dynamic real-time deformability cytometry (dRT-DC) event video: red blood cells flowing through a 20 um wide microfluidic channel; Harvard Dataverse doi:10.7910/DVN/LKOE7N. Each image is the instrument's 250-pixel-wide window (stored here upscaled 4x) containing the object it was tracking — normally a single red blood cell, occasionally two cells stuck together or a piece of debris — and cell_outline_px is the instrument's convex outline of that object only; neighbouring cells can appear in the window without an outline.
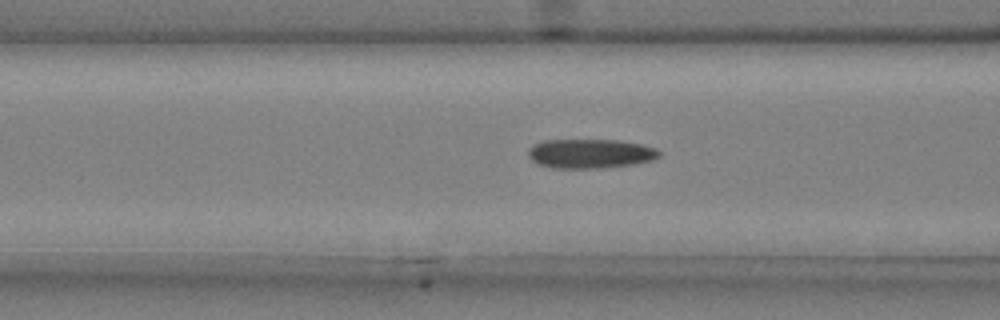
{"species": "common noctule bat (a hibernating species)", "species_latin": "Nyctalus noctula", "temperature_condition": "cold", "stored_images_in_passage": 50, "camera_frame_rate_fps": 3000, "um_per_image_px": 0.085, "animal": {"sex": "male", "body_mass_g": 20.4}, "frame": {"image": 1, "passage_image": 20, "time_ms": 6.333, "image_size_px": [1000, 320], "cell_outline_px": [[660, 156], [652, 160], [632, 164], [600, 168], [552, 168], [540, 164], [532, 160], [528, 156], [528, 148], [532, 144], [544, 140], [616, 140], [640, 144], [656, 148], [660, 152]], "centroid_in_image_um": [50.14, 13.05], "position_along_channel_um": 116.5, "area_um2": 22.31}}
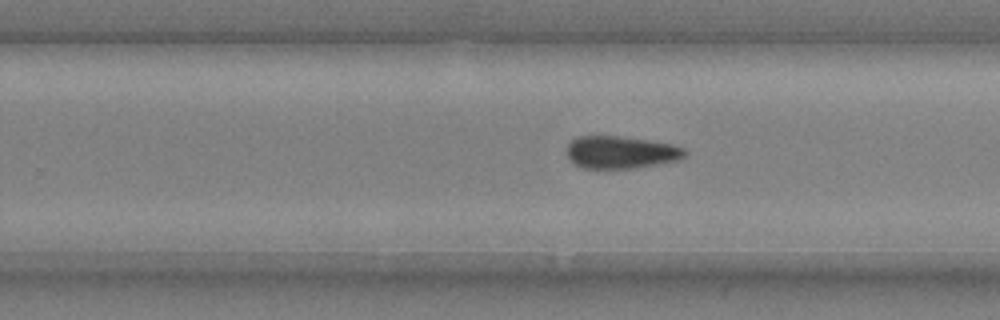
{"frame": {"image": 2, "passage_image": 33, "time_ms": 10.667, "image_size_px": [1000, 320], "cell_outline_px": [[688, 152], [680, 160], [636, 168], [580, 168], [568, 156], [568, 144], [576, 136], [616, 136], [648, 140], [672, 144], [684, 148]], "centroid_in_image_um": [52.81, 12.94], "position_along_channel_um": 277.0, "area_um2": 22.25}}
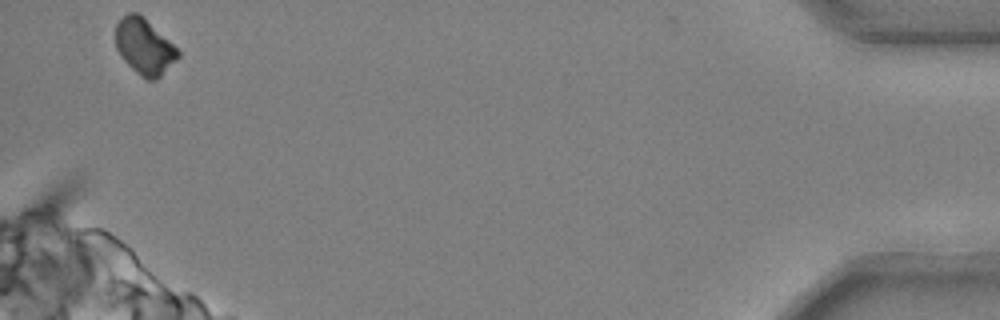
{"frame": {"image": 3, "passage_image": 50, "time_ms": 16.333, "image_size_px": [1000, 320], "cell_outline_px": [[180, 56], [156, 80], [148, 80], [136, 72], [124, 60], [116, 48], [116, 24], [128, 12], [136, 12], [168, 40], [180, 52]], "centroid_in_image_um": [12.25, 3.98], "position_along_channel_um": 422.9, "area_um2": 19.59}, "authors_computed_cell_mechanics": {"area_um2": 22.4842, "velocity_mm_per_s": 3.7132, "shape_relaxation_time_tau1_ms": 10.145, "shape_relaxation_time_tau2_ms": 6.0375, "deformation_change_tau1": 0.1573, "deformation_change_tau2": 0.1233}}